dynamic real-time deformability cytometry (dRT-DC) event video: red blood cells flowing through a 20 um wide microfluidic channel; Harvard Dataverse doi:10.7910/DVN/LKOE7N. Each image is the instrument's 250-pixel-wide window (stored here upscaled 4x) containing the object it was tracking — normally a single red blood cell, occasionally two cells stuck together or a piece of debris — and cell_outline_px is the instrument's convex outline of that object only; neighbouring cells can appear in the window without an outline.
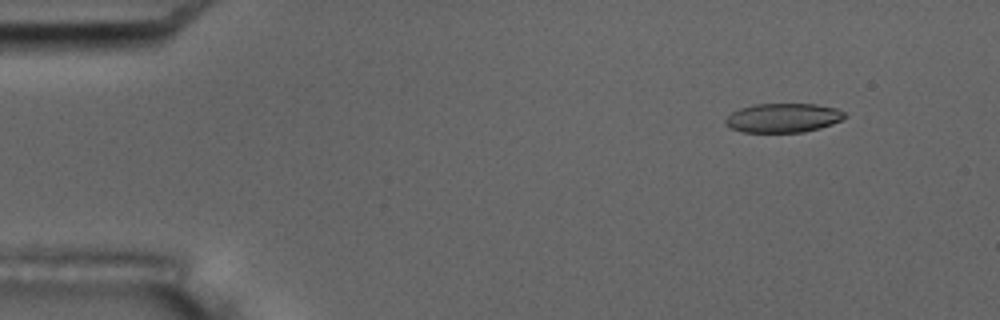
{"species": "common noctule bat (a hibernating species)", "species_latin": "Nyctalus noctula", "temperature_condition": "room temperature", "stored_images_in_passage": 5, "camera_frame_rate_fps": 3000, "um_per_image_px": 0.085, "animal": {"sex": "male", "body_mass_g": 17.5, "forearm_length_mm": 52.3}, "frame": {"image": 1, "passage_image": 2, "time_ms": 1.0, "image_size_px": [1000, 320], "cell_outline_px": [[848, 116], [832, 124], [820, 128], [804, 132], [744, 132], [732, 128], [724, 124], [724, 120], [732, 112], [740, 108], [756, 104], [816, 104], [836, 108], [844, 112]], "centroid_in_image_um": [66.57, 10.02], "position_along_channel_um": 18.4, "area_um2": 20.23}}
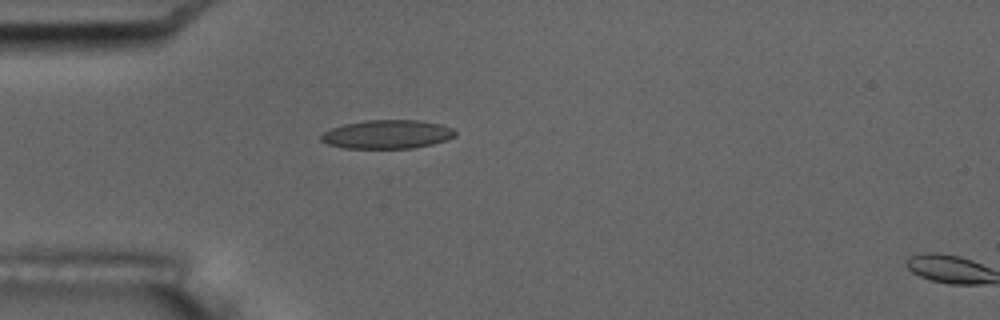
{"frame": {"image": 2, "passage_image": 4, "time_ms": 4.333, "image_size_px": [1000, 320], "cell_outline_px": [[456, 136], [448, 140], [432, 144], [412, 148], [344, 148], [328, 144], [320, 140], [320, 136], [324, 132], [332, 128], [344, 124], [364, 120], [420, 120], [440, 124], [452, 128], [456, 132]], "centroid_in_image_um": [32.93, 11.41], "position_along_channel_um": 52.1, "area_um2": 22.48}}